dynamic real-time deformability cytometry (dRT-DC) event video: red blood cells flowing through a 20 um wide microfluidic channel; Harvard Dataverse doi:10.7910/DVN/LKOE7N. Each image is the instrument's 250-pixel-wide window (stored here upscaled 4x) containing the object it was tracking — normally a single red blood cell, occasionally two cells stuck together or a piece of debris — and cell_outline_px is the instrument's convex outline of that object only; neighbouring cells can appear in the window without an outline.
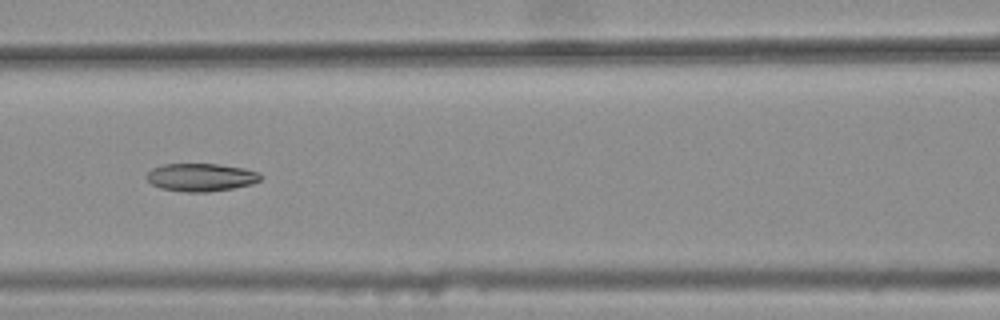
{"species": "common noctule bat (a hibernating species)", "species_latin": "Nyctalus noctula", "temperature_condition": "warm", "stored_images_in_passage": 8, "camera_frame_rate_fps": 3000, "um_per_image_px": 0.085, "animal": {"sex": "female", "body_mass_g": 25.1}, "frame": {"image": 1, "passage_image": 6, "time_ms": 1.667, "image_size_px": [1000, 320], "cell_outline_px": [[260, 180], [252, 184], [232, 188], [208, 192], [184, 192], [160, 188], [152, 184], [148, 180], [148, 172], [152, 168], [164, 164], [216, 164], [244, 168], [260, 172]], "centroid_in_image_um": [17.09, 15.07], "position_along_channel_um": 149.5, "area_um2": 18.44}}
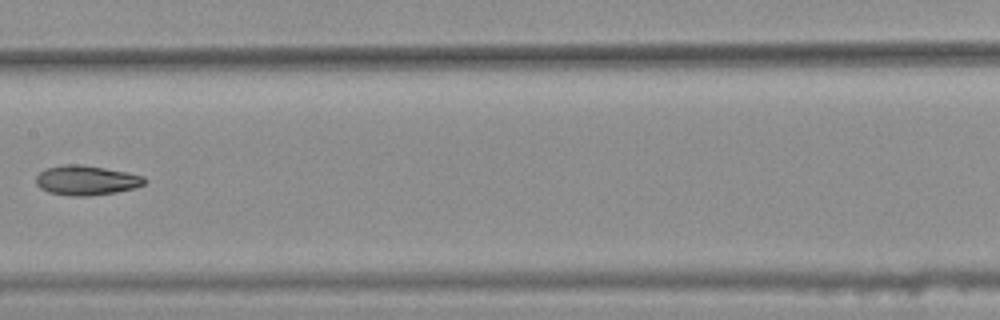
{"frame": {"image": 2, "passage_image": 7, "time_ms": 2.0, "image_size_px": [1000, 320], "cell_outline_px": [[148, 180], [144, 184], [136, 188], [116, 192], [88, 196], [68, 196], [48, 192], [40, 188], [36, 184], [36, 176], [40, 172], [48, 168], [64, 164], [80, 164], [128, 172], [144, 176]], "centroid_in_image_um": [7.36, 15.33], "position_along_channel_um": 200.0, "area_um2": 18.9}}
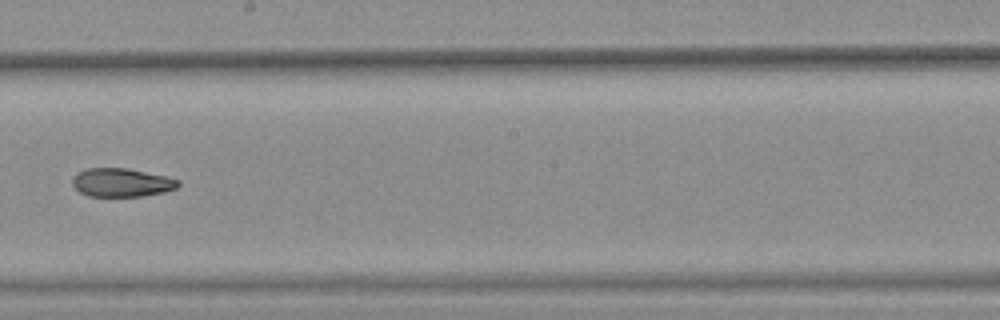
{"frame": {"image": 3, "passage_image": 8, "time_ms": 2.333, "image_size_px": [1000, 320], "cell_outline_px": [[180, 184], [176, 188], [164, 192], [140, 196], [88, 196], [80, 192], [72, 184], [72, 180], [76, 172], [84, 168], [128, 168], [168, 176], [180, 180]], "centroid_in_image_um": [10.34, 15.5], "position_along_channel_um": 237.9, "area_um2": 17.74}}